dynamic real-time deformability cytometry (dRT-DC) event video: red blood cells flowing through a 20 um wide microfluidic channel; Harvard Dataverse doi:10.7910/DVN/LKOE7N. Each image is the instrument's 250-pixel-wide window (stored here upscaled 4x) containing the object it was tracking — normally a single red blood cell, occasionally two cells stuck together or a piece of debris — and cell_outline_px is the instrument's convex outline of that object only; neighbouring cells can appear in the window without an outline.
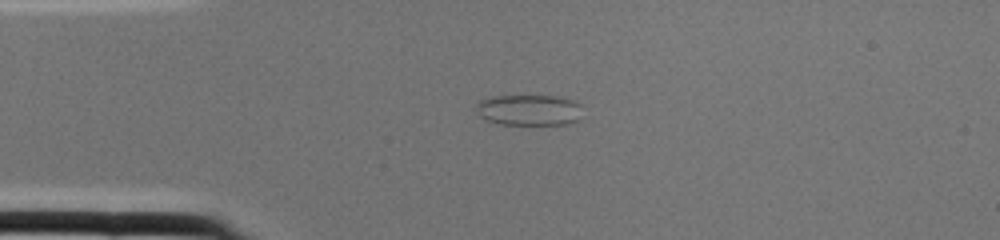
{"species": "common noctule bat (a hibernating species)", "species_latin": "Nyctalus noctula", "temperature_condition": "cold", "stored_images_in_passage": 1, "camera_frame_rate_fps": 3000, "um_per_image_px": 0.085, "animal": {"sex": "female", "body_mass_g": 22.0, "forearm_length_mm": 56.7}, "frame": {"image": 1, "passage_image": 1, "time_ms": 0.0, "image_size_px": [1000, 240], "cell_outline_px": [[580, 120], [568, 124], [500, 124], [488, 120], [480, 116], [476, 112], [476, 104], [480, 100], [492, 96], [556, 96], [572, 100], [580, 104]], "centroid_in_image_um": [44.96, 9.35], "position_along_channel_um": 40.0, "area_um2": 19.13}}